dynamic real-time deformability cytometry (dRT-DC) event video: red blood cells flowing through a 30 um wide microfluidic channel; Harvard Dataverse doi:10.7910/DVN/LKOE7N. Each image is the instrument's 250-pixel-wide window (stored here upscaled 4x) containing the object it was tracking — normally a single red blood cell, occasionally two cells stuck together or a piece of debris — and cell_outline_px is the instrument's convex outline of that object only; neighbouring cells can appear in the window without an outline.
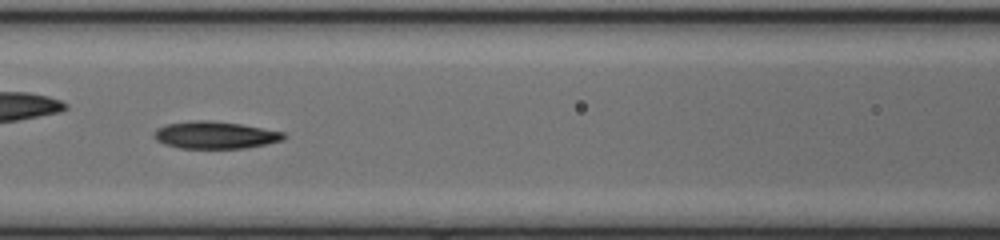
{"species": "common noctule bat (a hibernating species)", "species_latin": "Nyctalus noctula", "temperature_condition": "cold", "stored_images_in_passage": 50, "camera_frame_rate_fps": 3000, "um_per_image_px": 0.085, "animal": {"sex": "female", "body_mass_g": 17.0, "forearm_length_mm": 48.0}, "frame": {"image": 1, "passage_image": 22, "time_ms": 7.0, "image_size_px": [1000, 240], "cell_outline_px": [[288, 136], [284, 140], [244, 148], [180, 148], [164, 144], [156, 140], [152, 136], [152, 132], [156, 128], [164, 124], [192, 120], [212, 120], [240, 124], [284, 132]], "centroid_in_image_um": [18.23, 11.47], "position_along_channel_um": 148.4, "area_um2": 20.81}, "authors_computed_cell_mechanics": {"area_um2": 20.2878, "velocity_mm_per_s": 4.0339, "shape_relaxation_time_tau1_ms": 4.4454, "shape_relaxation_time_tau2_ms": 3.0126, "deformation_change_tau1": 0.1837, "deformation_change_tau2": 0.0909}}